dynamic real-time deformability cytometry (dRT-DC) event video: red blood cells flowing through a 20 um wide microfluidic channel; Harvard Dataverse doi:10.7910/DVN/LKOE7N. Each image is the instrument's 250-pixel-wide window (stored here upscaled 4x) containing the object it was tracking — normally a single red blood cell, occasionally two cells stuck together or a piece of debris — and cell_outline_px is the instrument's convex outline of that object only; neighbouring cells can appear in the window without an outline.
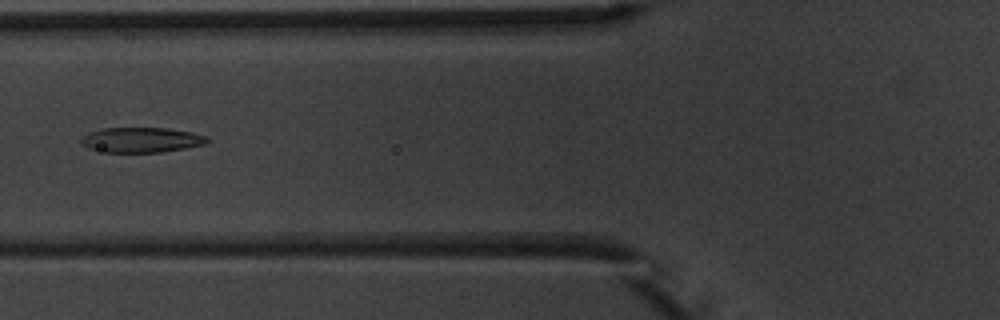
{"species": "common noctule bat (a hibernating species)", "species_latin": "Nyctalus noctula", "temperature_condition": "warm", "stored_images_in_passage": 5, "camera_frame_rate_fps": 3000, "um_per_image_px": 0.085, "animal": {"sex": "male", "body_mass_g": 20.1, "forearm_length_mm": 53.5}, "frame": {"image": 1, "passage_image": 5, "time_ms": 4.667, "image_size_px": [1000, 320], "cell_outline_px": [[208, 144], [160, 152], [108, 152], [88, 148], [80, 144], [80, 140], [88, 132], [100, 128], [168, 128], [192, 132], [208, 136]], "centroid_in_image_um": [12.02, 11.88], "position_along_channel_um": 113.8, "area_um2": 18.5}}